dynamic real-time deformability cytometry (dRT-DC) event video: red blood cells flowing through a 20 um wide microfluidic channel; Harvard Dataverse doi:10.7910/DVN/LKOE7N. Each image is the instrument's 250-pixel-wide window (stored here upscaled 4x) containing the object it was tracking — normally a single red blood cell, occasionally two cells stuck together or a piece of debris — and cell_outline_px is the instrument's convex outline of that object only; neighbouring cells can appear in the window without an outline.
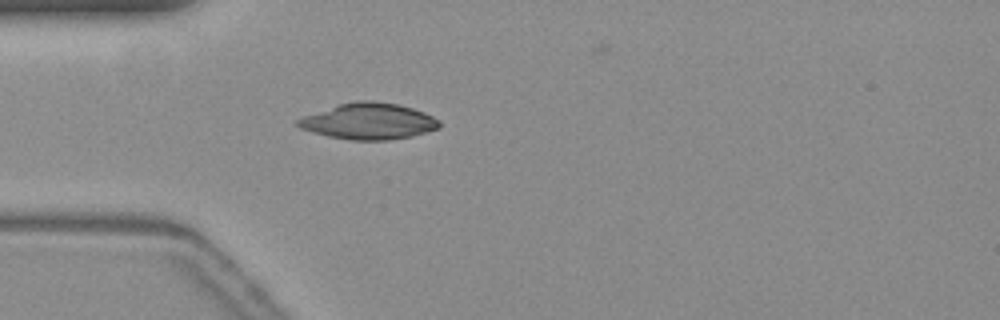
{"species": "common noctule bat (a hibernating species)", "species_latin": "Nyctalus noctula", "temperature_condition": "warm", "stored_images_in_passage": 40, "camera_frame_rate_fps": 3000, "um_per_image_px": 0.085, "animal": {"sex": "female", "body_mass_g": 19.3, "forearm_length_mm": 54.1}, "frame": {"image": 1, "passage_image": 1, "time_ms": 0.0, "image_size_px": [1000, 320], "cell_outline_px": [[440, 128], [412, 136], [388, 140], [348, 140], [328, 136], [312, 132], [300, 128], [296, 124], [296, 120], [304, 116], [336, 104], [356, 100], [376, 100], [400, 104], [424, 112], [440, 120]], "centroid_in_image_um": [31.34, 10.29], "position_along_channel_um": 53.7, "area_um2": 30.17}}
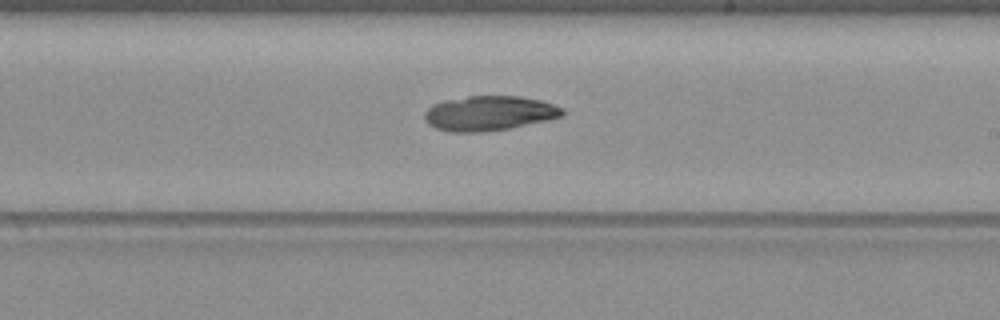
{"frame": {"image": 2, "passage_image": 17, "time_ms": 5.333, "image_size_px": [1000, 320], "cell_outline_px": [[564, 112], [560, 116], [512, 128], [488, 132], [448, 132], [436, 128], [428, 124], [424, 120], [424, 112], [432, 104], [444, 100], [468, 96], [520, 96], [540, 100], [552, 104], [560, 108]], "centroid_in_image_um": [41.49, 9.63], "position_along_channel_um": 247.5, "area_um2": 27.92}}
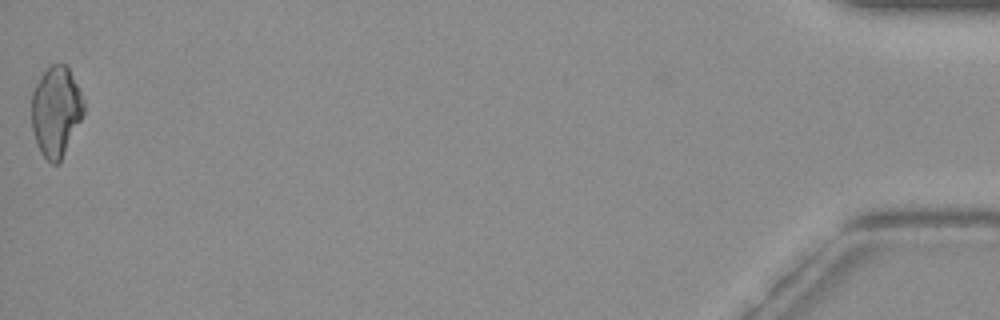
{"frame": {"image": 3, "passage_image": 40, "time_ms": 13.0, "image_size_px": [1000, 320], "cell_outline_px": [[84, 112], [60, 160], [56, 164], [52, 164], [40, 152], [36, 144], [32, 132], [32, 92], [40, 76], [52, 64], [64, 64], [68, 68], [84, 100]], "centroid_in_image_um": [4.73, 9.46], "position_along_channel_um": 430.5, "area_um2": 26.88}}